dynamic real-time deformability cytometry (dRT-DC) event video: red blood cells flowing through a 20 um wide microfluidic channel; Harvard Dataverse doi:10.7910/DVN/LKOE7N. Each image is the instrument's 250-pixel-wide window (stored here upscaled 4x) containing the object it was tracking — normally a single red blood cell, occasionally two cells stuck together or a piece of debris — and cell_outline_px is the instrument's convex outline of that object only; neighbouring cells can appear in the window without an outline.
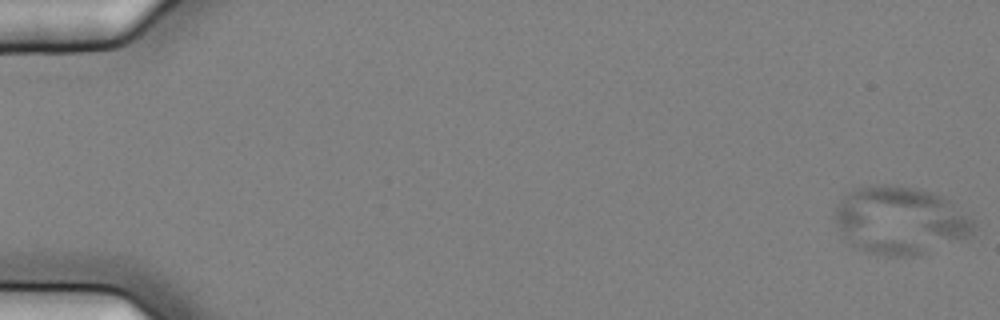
{"species": "common noctule bat (a hibernating species)", "species_latin": "Nyctalus noctula", "temperature_condition": "cold", "stored_images_in_passage": 6, "camera_frame_rate_fps": 3000, "um_per_image_px": 0.085, "animal": {"sex": "female", "body_mass_g": 25.1}, "frame": {"image": 1, "passage_image": 1, "time_ms": 0.0, "image_size_px": [1000, 320], "cell_outline_px": [[976, 228], [972, 236], [916, 256], [876, 256], [848, 244], [836, 224], [836, 208], [840, 200], [848, 192], [856, 188], [876, 184], [884, 184], [912, 188], [932, 192], [948, 200], [972, 220], [976, 224]], "centroid_in_image_um": [76.5, 18.76], "position_along_channel_um": 8.5, "area_um2": 54.79}}
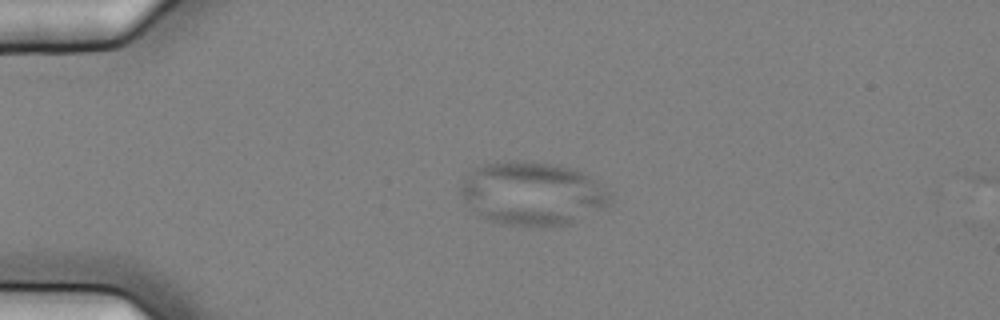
{"frame": {"image": 2, "passage_image": 4, "time_ms": 1.0, "image_size_px": [1000, 320], "cell_outline_px": [[612, 204], [604, 208], [568, 224], [500, 224], [480, 216], [464, 200], [460, 192], [460, 188], [468, 172], [472, 168], [484, 164], [508, 160], [524, 160], [560, 164], [584, 172], [612, 192]], "centroid_in_image_um": [45.29, 16.39], "position_along_channel_um": 39.7, "area_um2": 55.26}}